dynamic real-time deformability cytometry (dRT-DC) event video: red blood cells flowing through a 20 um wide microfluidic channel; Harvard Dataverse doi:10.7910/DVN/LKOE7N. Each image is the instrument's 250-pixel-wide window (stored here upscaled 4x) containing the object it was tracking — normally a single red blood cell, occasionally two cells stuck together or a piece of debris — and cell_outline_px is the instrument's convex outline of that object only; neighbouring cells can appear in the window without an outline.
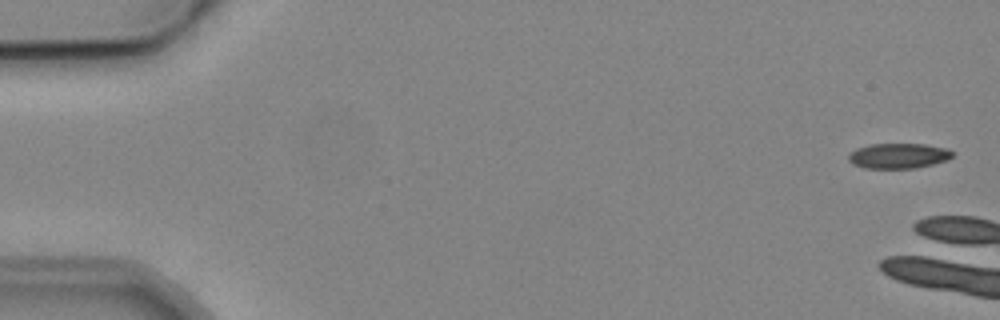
{"species": "common noctule bat (a hibernating species)", "species_latin": "Nyctalus noctula", "temperature_condition": "cold", "stored_images_in_passage": 9, "camera_frame_rate_fps": 3000, "um_per_image_px": 0.085, "animal": {"sex": "male", "body_mass_g": 19.2, "forearm_length_mm": 51.8}, "frame": {"image": 1, "passage_image": 1, "time_ms": 0.0, "image_size_px": [1000, 320], "cell_outline_px": [[952, 156], [948, 160], [916, 168], [864, 168], [852, 164], [848, 160], [848, 156], [856, 148], [868, 144], [924, 144], [948, 148], [952, 152]], "centroid_in_image_um": [76.36, 13.24], "position_along_channel_um": 8.6, "area_um2": 15.32}}
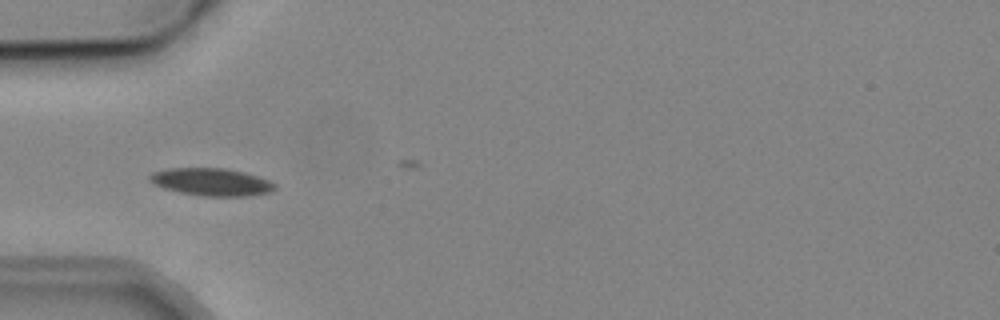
{"frame": {"image": 2, "passage_image": 6, "time_ms": 7.0, "image_size_px": [1000, 320], "cell_outline_px": [[276, 188], [268, 192], [244, 196], [204, 196], [180, 192], [164, 188], [152, 184], [148, 180], [148, 176], [152, 172], [168, 168], [224, 168], [244, 172], [268, 180], [276, 184]], "centroid_in_image_um": [17.91, 15.46], "position_along_channel_um": 67.1, "area_um2": 20.0}}
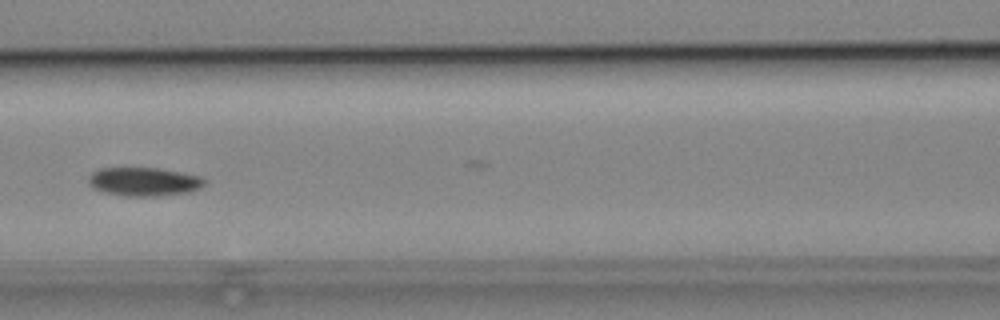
{"frame": {"image": 3, "passage_image": 8, "time_ms": 9.333, "image_size_px": [1000, 320], "cell_outline_px": [[208, 180], [200, 188], [188, 192], [156, 196], [124, 196], [104, 192], [92, 188], [88, 184], [88, 176], [92, 172], [100, 168], [156, 168], [180, 172], [200, 176]], "centroid_in_image_um": [12.21, 15.44], "position_along_channel_um": 154.4, "area_um2": 19.42}}